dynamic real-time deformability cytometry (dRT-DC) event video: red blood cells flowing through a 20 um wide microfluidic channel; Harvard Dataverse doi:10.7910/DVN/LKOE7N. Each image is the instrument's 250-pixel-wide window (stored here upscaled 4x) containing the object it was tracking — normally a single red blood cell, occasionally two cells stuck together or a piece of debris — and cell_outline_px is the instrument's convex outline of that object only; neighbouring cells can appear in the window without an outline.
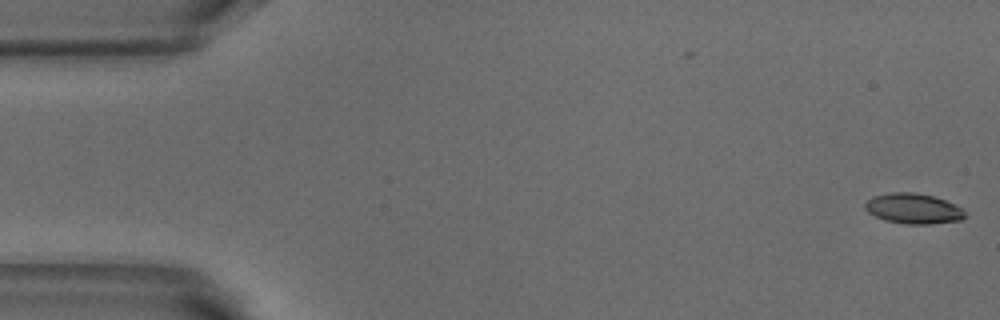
{"species": "common noctule bat (a hibernating species)", "species_latin": "Nyctalus noctula", "temperature_condition": "warm", "stored_images_in_passage": 52, "camera_frame_rate_fps": 3000, "um_per_image_px": 0.085, "animal": {"sex": "male", "body_mass_g": 18.8}, "frame": {"image": 1, "passage_image": 1, "time_ms": 0.0, "image_size_px": [1000, 320], "cell_outline_px": [[964, 216], [960, 220], [932, 224], [904, 224], [884, 220], [868, 212], [864, 208], [864, 204], [872, 196], [892, 192], [912, 192], [932, 196], [944, 200], [964, 208]], "centroid_in_image_um": [77.61, 17.73], "position_along_channel_um": 7.4, "area_um2": 17.63}}
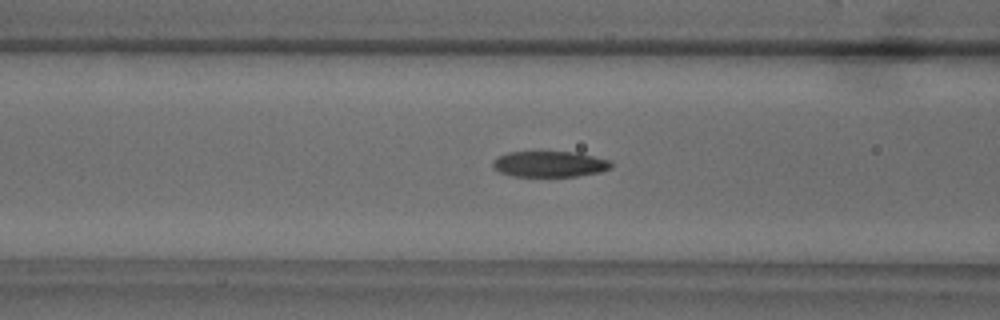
{"frame": {"image": 2, "passage_image": 20, "time_ms": 6.333, "image_size_px": [1000, 320], "cell_outline_px": [[612, 168], [600, 172], [576, 176], [512, 176], [500, 172], [492, 164], [492, 160], [496, 156], [508, 152], [572, 152], [592, 156], [608, 160], [612, 164]], "centroid_in_image_um": [46.68, 13.94], "position_along_channel_um": 119.9, "area_um2": 17.69}}
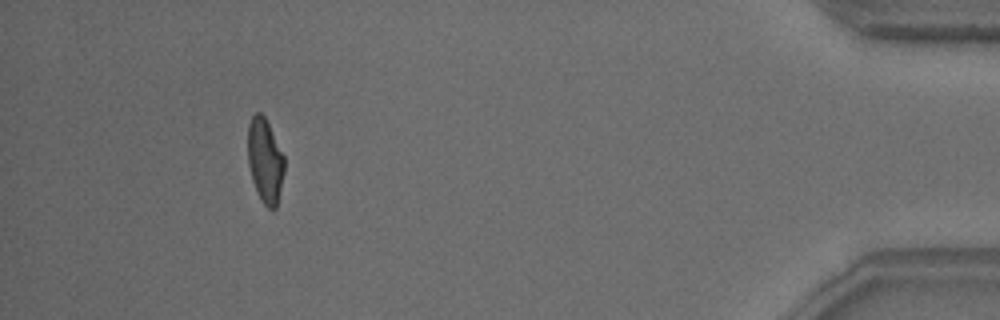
{"frame": {"image": 3, "passage_image": 48, "time_ms": 15.667, "image_size_px": [1000, 320], "cell_outline_px": [[284, 172], [276, 208], [268, 208], [260, 200], [256, 192], [252, 180], [248, 164], [248, 124], [252, 116], [256, 112], [260, 112], [264, 116], [284, 156]], "centroid_in_image_um": [22.51, 13.67], "position_along_channel_um": 412.7, "area_um2": 17.86}, "authors_computed_cell_mechanics": {"area_um2": 18.496, "velocity_mm_per_s": 3.836, "shape_relaxation_time_tau1_ms": 4.9765, "shape_relaxation_time_tau2_ms": 1.6628, "deformation_change_tau1": 0.1686, "deformation_change_tau2": 0.0828}}